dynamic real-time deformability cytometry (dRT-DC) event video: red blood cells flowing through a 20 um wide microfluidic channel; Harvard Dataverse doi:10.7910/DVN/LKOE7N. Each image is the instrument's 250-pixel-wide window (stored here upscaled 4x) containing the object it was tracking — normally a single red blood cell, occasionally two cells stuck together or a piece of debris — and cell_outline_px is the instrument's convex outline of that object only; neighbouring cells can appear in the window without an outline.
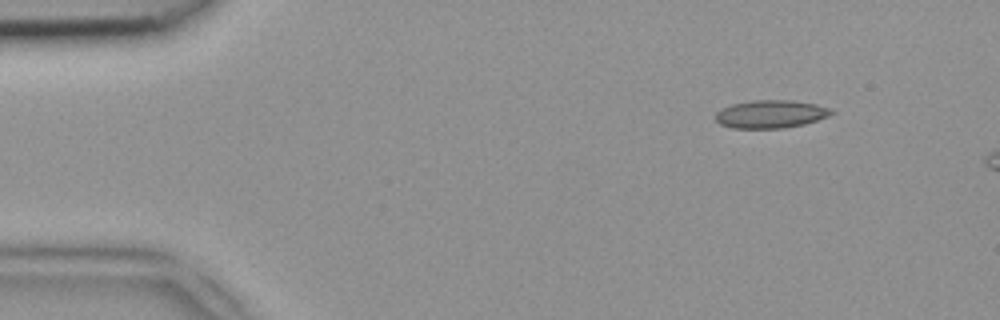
{"species": "common noctule bat (a hibernating species)", "species_latin": "Nyctalus noctula", "temperature_condition": "room temperature", "stored_images_in_passage": 6, "camera_frame_rate_fps": 3000, "um_per_image_px": 0.085, "animal": {"sex": "female", "body_mass_g": 18.4}, "frame": {"image": 1, "passage_image": 1, "time_ms": 0.0, "image_size_px": [1000, 320], "cell_outline_px": [[836, 112], [828, 116], [804, 124], [784, 128], [732, 128], [720, 124], [716, 120], [716, 112], [732, 104], [752, 100], [792, 100], [816, 104], [832, 108]], "centroid_in_image_um": [65.54, 9.69], "position_along_channel_um": 19.5, "area_um2": 18.9}}